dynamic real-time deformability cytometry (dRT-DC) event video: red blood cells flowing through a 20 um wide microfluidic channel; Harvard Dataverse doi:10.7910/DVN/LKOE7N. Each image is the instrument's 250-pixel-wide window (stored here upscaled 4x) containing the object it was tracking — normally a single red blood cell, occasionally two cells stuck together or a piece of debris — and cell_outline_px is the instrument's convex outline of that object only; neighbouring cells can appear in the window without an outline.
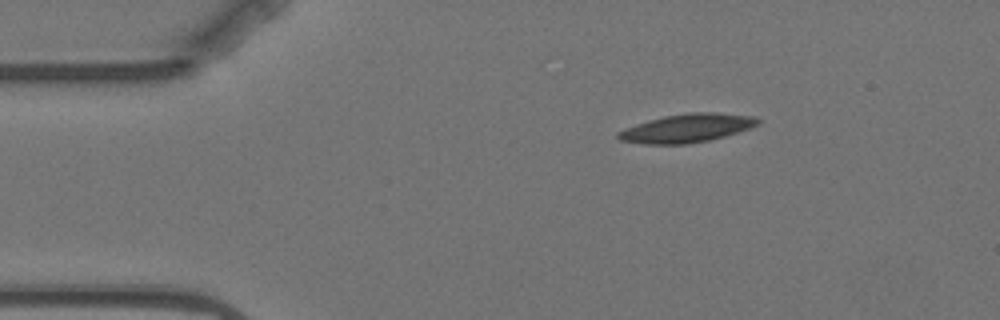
{"species": "Egyptian fruit bat (a non-hibernating species)", "species_latin": "Rousettus aegyptiacus", "temperature_condition": "warm", "stored_images_in_passage": 4, "camera_frame_rate_fps": 3000, "um_per_image_px": 0.085, "animal": {"sex": "female"}, "frame": {"image": 1, "passage_image": 1, "time_ms": 0.0, "image_size_px": [1000, 320], "cell_outline_px": [[760, 124], [724, 136], [708, 140], [688, 144], [644, 144], [620, 140], [616, 136], [616, 132], [636, 124], [648, 120], [664, 116], [688, 112], [716, 112], [752, 116], [760, 120]], "centroid_in_image_um": [58.36, 10.89], "position_along_channel_um": 26.6, "area_um2": 23.06}}
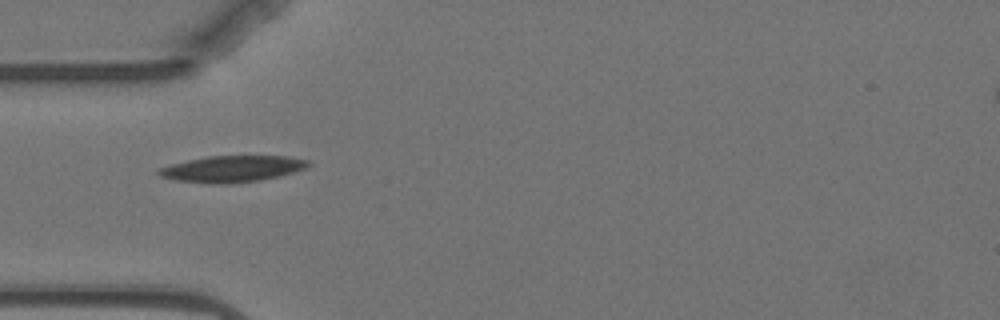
{"frame": {"image": 2, "passage_image": 3, "time_ms": 2.667, "image_size_px": [1000, 320], "cell_outline_px": [[312, 164], [304, 168], [280, 176], [260, 180], [228, 184], [212, 184], [172, 180], [160, 176], [156, 172], [156, 168], [188, 160], [208, 156], [288, 156], [308, 160]], "centroid_in_image_um": [19.69, 14.36], "position_along_channel_um": 65.3, "area_um2": 23.12}}
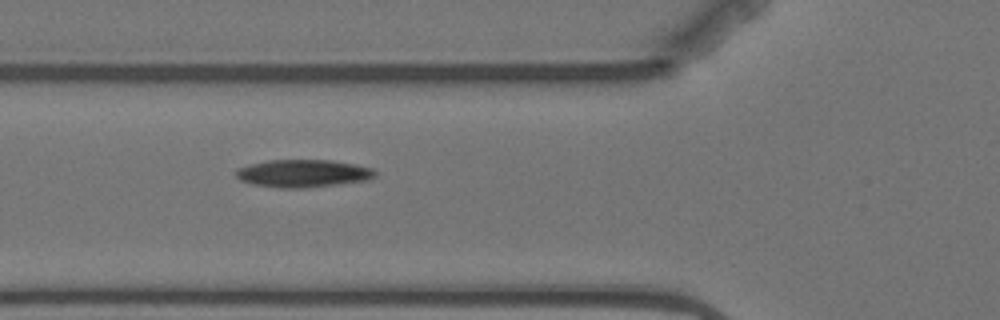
{"frame": {"image": 3, "passage_image": 4, "time_ms": 3.667, "image_size_px": [1000, 320], "cell_outline_px": [[376, 176], [368, 180], [304, 188], [280, 188], [252, 184], [240, 180], [236, 176], [236, 168], [268, 160], [332, 160], [356, 164], [372, 168], [376, 172]], "centroid_in_image_um": [25.77, 14.74], "position_along_channel_um": 100.0, "area_um2": 22.43}}